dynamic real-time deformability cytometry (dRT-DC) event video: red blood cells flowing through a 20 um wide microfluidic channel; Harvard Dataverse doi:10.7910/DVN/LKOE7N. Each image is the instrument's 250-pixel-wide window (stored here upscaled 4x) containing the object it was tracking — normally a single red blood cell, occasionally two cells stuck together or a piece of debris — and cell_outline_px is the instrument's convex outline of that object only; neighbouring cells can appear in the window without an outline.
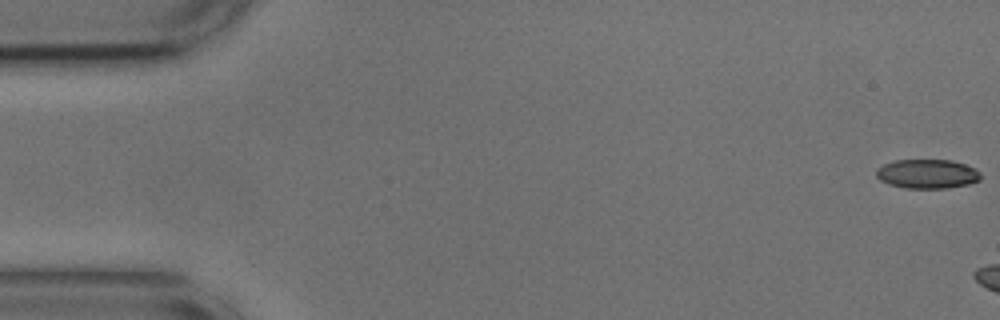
{"species": "common noctule bat (a hibernating species)", "species_latin": "Nyctalus noctula", "temperature_condition": "cold", "stored_images_in_passage": 7, "camera_frame_rate_fps": 3000, "um_per_image_px": 0.085, "animal": {"sex": "male", "body_mass_g": 17.9, "forearm_length_mm": 54.2}, "frame": {"image": 1, "passage_image": 1, "time_ms": 0.0, "image_size_px": [1000, 320], "cell_outline_px": [[980, 180], [968, 184], [948, 188], [904, 188], [888, 184], [880, 180], [876, 176], [876, 168], [884, 164], [896, 160], [952, 160], [976, 168], [980, 172]], "centroid_in_image_um": [78.81, 14.78], "position_along_channel_um": 6.2, "area_um2": 17.86}}